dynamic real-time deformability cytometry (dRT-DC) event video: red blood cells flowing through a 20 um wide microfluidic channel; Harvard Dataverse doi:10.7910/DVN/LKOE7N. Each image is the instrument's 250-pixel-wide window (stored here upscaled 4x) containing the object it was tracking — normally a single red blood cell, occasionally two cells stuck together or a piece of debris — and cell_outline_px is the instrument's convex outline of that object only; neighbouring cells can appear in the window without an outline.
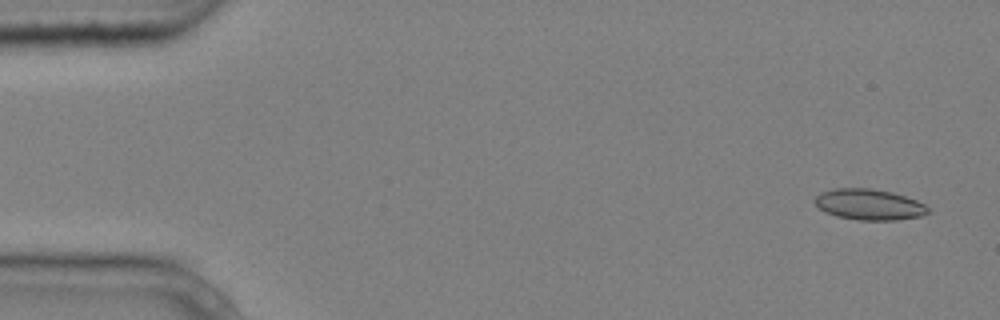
{"species": "common noctule bat (a hibernating species)", "species_latin": "Nyctalus noctula", "temperature_condition": "cold", "stored_images_in_passage": 4, "camera_frame_rate_fps": 3000, "um_per_image_px": 0.085, "animal": {"sex": "male", "body_mass_g": 20.4}, "frame": {"image": 1, "passage_image": 1, "time_ms": 0.0, "image_size_px": [1000, 320], "cell_outline_px": [[932, 212], [920, 216], [896, 220], [860, 220], [836, 216], [824, 212], [812, 200], [820, 192], [832, 188], [872, 188], [892, 192], [916, 200], [924, 204]], "centroid_in_image_um": [73.85, 17.37], "position_along_channel_um": 11.1, "area_um2": 20.52}}
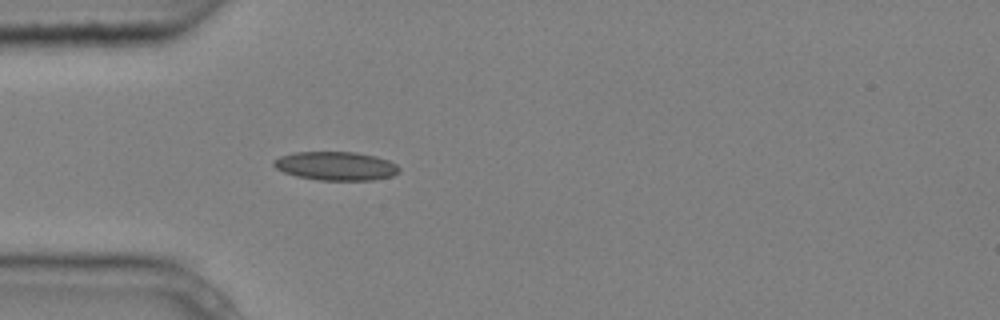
{"frame": {"image": 2, "passage_image": 4, "time_ms": 1.0, "image_size_px": [1000, 320], "cell_outline_px": [[400, 172], [392, 176], [372, 180], [320, 180], [296, 176], [284, 172], [276, 168], [272, 164], [272, 160], [280, 156], [296, 152], [356, 152], [376, 156], [388, 160], [396, 164], [400, 168]], "centroid_in_image_um": [28.56, 14.1], "position_along_channel_um": 56.4, "area_um2": 21.04}}